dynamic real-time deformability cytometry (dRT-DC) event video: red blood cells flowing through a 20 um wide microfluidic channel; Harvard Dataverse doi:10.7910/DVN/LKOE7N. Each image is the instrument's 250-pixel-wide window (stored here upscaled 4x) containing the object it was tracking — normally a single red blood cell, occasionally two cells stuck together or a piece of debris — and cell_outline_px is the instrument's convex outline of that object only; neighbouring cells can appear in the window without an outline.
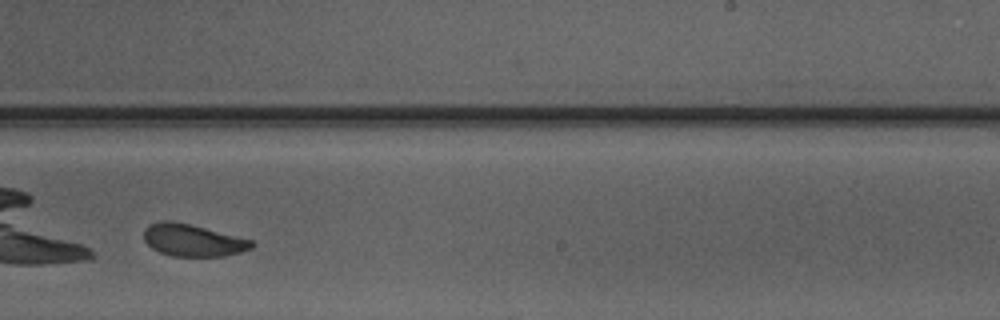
{"species": "Egyptian fruit bat (a non-hibernating species)", "species_latin": "Rousettus aegyptiacus", "temperature_condition": "warm", "stored_images_in_passage": 31, "camera_frame_rate_fps": 3000, "um_per_image_px": 0.085, "animal": {"sex": "male"}, "frame": {"image": 1, "passage_image": 18, "time_ms": 5.667, "image_size_px": [1000, 320], "cell_outline_px": [[256, 244], [252, 248], [240, 252], [224, 256], [172, 256], [160, 252], [152, 248], [144, 240], [144, 228], [148, 224], [160, 220], [172, 220], [252, 240]], "centroid_in_image_um": [16.35, 20.42], "position_along_channel_um": 272.6, "area_um2": 20.11}, "authors_computed_cell_mechanics": {"area_um2": 21.097, "velocity_mm_per_s": 4.1518, "shape_relaxation_time_tau1_ms": 3.3158, "shape_relaxation_time_tau2_ms": 1.81, "deformation_change_tau1": 0.1181, "deformation_change_tau2": 0.0863}}